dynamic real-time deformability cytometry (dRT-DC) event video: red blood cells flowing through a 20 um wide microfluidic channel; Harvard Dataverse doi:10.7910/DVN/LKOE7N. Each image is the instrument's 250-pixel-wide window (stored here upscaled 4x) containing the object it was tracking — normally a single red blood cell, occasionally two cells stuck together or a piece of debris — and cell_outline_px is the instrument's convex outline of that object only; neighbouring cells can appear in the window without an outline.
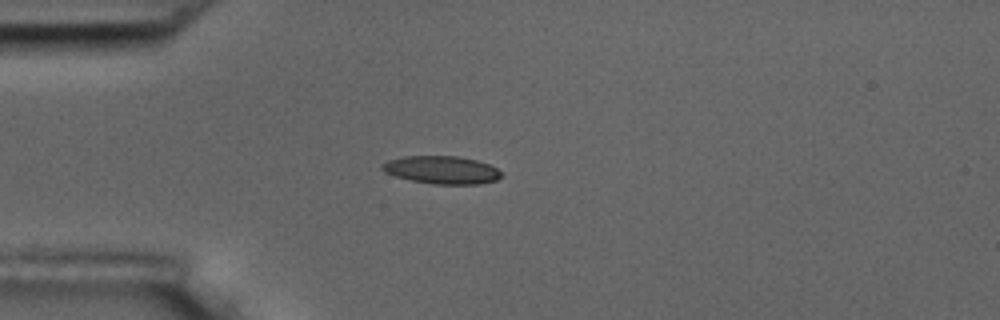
{"species": "common noctule bat (a hibernating species)", "species_latin": "Nyctalus noctula", "temperature_condition": "room temperature", "stored_images_in_passage": 4, "camera_frame_rate_fps": 3000, "um_per_image_px": 0.085, "animal": {"sex": "male", "body_mass_g": 17.5, "forearm_length_mm": 52.3}, "frame": {"image": 1, "passage_image": 4, "time_ms": 3.333, "image_size_px": [1000, 320], "cell_outline_px": [[504, 176], [496, 180], [480, 184], [436, 184], [412, 180], [396, 176], [384, 172], [380, 168], [380, 164], [388, 160], [404, 156], [456, 156], [476, 160], [488, 164], [496, 168]], "centroid_in_image_um": [37.54, 14.44], "position_along_channel_um": 47.5, "area_um2": 19.31}}